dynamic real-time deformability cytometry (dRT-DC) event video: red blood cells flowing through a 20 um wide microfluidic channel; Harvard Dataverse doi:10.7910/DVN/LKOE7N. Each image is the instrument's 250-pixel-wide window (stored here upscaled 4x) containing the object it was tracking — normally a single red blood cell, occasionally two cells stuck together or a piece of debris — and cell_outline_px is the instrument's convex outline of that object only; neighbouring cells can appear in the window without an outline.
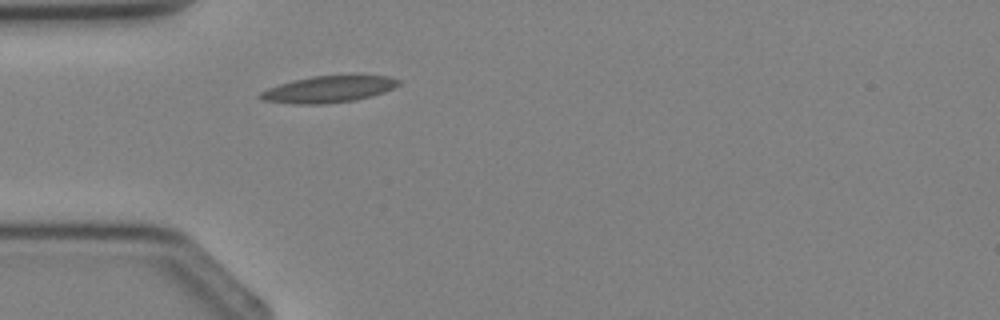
{"species": "Egyptian fruit bat (a non-hibernating species)", "species_latin": "Rousettus aegyptiacus", "temperature_condition": "cold", "stored_images_in_passage": 3, "camera_frame_rate_fps": 3000, "um_per_image_px": 0.085, "animal": {"sex": "female"}, "frame": {"image": 1, "passage_image": 3, "time_ms": 3.333, "image_size_px": [1000, 320], "cell_outline_px": [[400, 84], [384, 92], [372, 96], [356, 100], [324, 104], [292, 104], [260, 100], [256, 96], [260, 92], [268, 88], [292, 80], [312, 76], [388, 76], [400, 80]], "centroid_in_image_um": [27.87, 7.6], "position_along_channel_um": 57.1, "area_um2": 21.44}}